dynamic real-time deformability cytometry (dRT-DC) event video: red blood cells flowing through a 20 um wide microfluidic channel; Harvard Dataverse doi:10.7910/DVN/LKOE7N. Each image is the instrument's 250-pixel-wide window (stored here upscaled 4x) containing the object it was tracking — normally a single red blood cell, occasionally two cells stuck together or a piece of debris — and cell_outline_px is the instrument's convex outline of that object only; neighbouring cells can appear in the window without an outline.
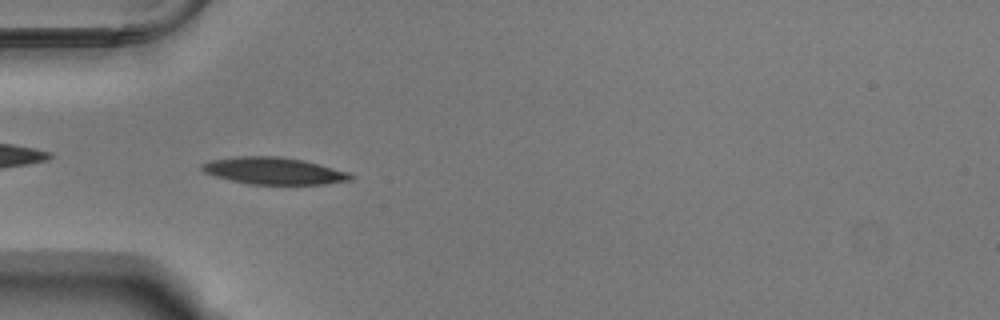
{"species": "Egyptian fruit bat (a non-hibernating species)", "species_latin": "Rousettus aegyptiacus", "temperature_condition": "warm", "stored_images_in_passage": 39, "camera_frame_rate_fps": 3000, "um_per_image_px": 0.085, "animal": {"sex": "male"}, "frame": {"image": 1, "passage_image": 2, "time_ms": 0.333, "image_size_px": [1000, 320], "cell_outline_px": [[352, 180], [324, 184], [252, 184], [232, 180], [216, 176], [204, 172], [200, 168], [200, 164], [212, 160], [236, 156], [280, 156], [304, 160], [348, 172], [352, 176]], "centroid_in_image_um": [23.26, 14.51], "position_along_channel_um": 61.7, "area_um2": 23.18}}
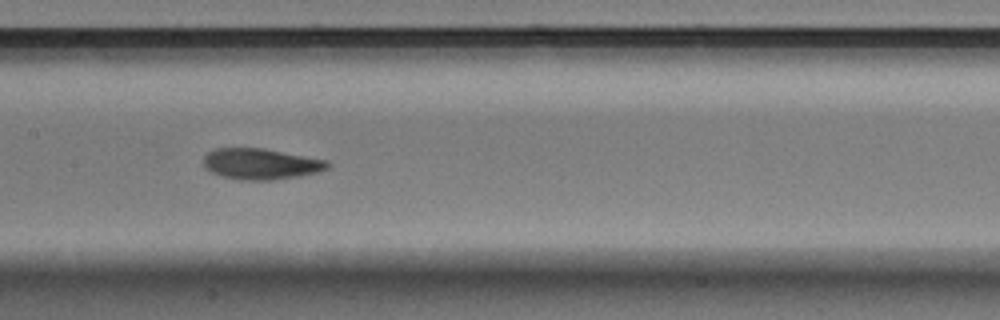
{"frame": {"image": 2, "passage_image": 12, "time_ms": 3.667, "image_size_px": [1000, 320], "cell_outline_px": [[332, 164], [328, 168], [316, 172], [300, 176], [272, 180], [240, 180], [220, 176], [204, 168], [204, 156], [208, 152], [216, 148], [264, 148], [328, 160]], "centroid_in_image_um": [22.18, 13.93], "position_along_channel_um": 185.2, "area_um2": 22.54}}
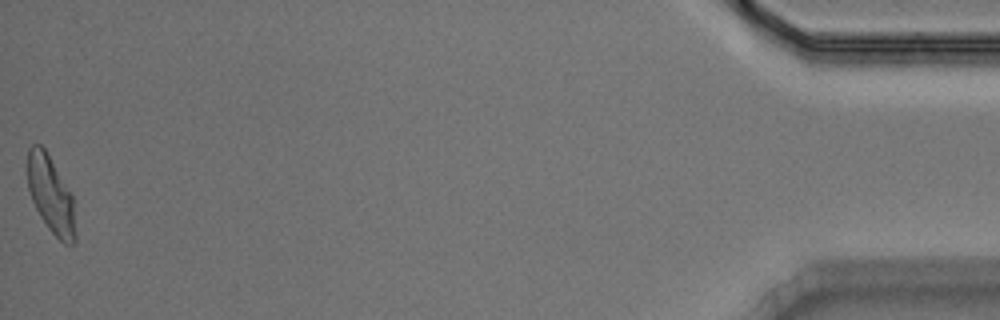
{"frame": {"image": 3, "passage_image": 39, "time_ms": 12.667, "image_size_px": [1000, 320], "cell_outline_px": [[76, 240], [72, 244], [64, 244], [48, 228], [40, 216], [32, 200], [28, 188], [28, 148], [32, 144], [40, 144], [44, 148], [72, 192], [76, 232]], "centroid_in_image_um": [4.34, 16.56], "position_along_channel_um": 430.9, "area_um2": 21.56}, "authors_computed_cell_mechanics": {"area_um2": 22.1374, "velocity_mm_per_s": 3.7624, "shape_relaxation_time_tau1_ms": 3.3559, "shape_relaxation_time_tau2_ms": 1.9734, "deformation_change_tau1": 0.1753, "deformation_change_tau2": 0.0956}}